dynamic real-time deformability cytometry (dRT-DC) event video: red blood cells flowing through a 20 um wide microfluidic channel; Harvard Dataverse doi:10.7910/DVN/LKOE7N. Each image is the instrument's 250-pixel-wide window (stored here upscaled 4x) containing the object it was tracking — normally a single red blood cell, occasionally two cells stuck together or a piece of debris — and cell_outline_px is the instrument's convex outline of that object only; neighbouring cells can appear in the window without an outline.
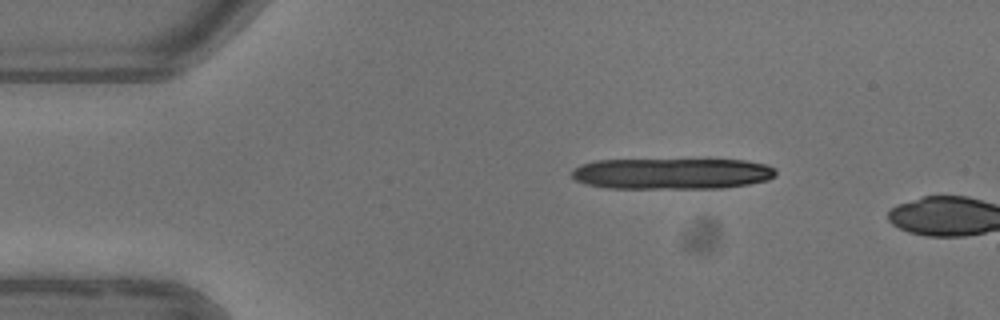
{"species": "common noctule bat (a hibernating species)", "species_latin": "Nyctalus noctula", "temperature_condition": "warm", "stored_images_in_passage": 2, "camera_frame_rate_fps": 3000, "um_per_image_px": 0.085, "animal": {"sex": "female"}, "frame": {"image": 1, "passage_image": 1, "time_ms": 0.0, "image_size_px": [1000, 320], "cell_outline_px": [[776, 176], [768, 180], [748, 184], [724, 188], [608, 188], [584, 184], [576, 180], [572, 176], [572, 168], [580, 164], [596, 160], [744, 160], [768, 164], [776, 168]], "centroid_in_image_um": [57.12, 14.76], "position_along_channel_um": 27.9, "area_um2": 37.22}}